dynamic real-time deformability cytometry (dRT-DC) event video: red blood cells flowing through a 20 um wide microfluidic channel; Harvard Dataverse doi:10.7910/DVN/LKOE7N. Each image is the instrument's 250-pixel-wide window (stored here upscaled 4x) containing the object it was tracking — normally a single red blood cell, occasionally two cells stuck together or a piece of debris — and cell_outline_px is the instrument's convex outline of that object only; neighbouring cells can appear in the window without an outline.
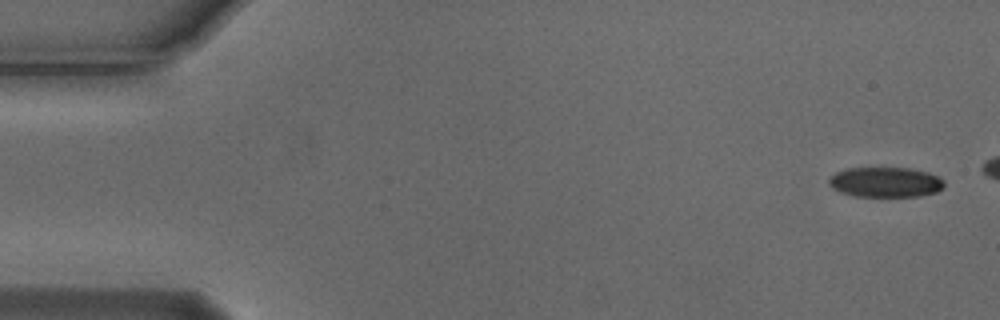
{"species": "Egyptian fruit bat (a non-hibernating species)", "species_latin": "Rousettus aegyptiacus", "temperature_condition": "cold", "stored_images_in_passage": 6, "camera_frame_rate_fps": 3000, "um_per_image_px": 0.085, "animal": {"sex": "male"}, "frame": {"image": 1, "passage_image": 1, "time_ms": 0.0, "image_size_px": [1000, 320], "cell_outline_px": [[944, 188], [936, 192], [920, 196], [856, 196], [840, 192], [832, 188], [828, 184], [828, 180], [836, 172], [848, 168], [908, 168], [928, 172], [944, 180]], "centroid_in_image_um": [75.27, 15.48], "position_along_channel_um": 9.7, "area_um2": 20.17}}